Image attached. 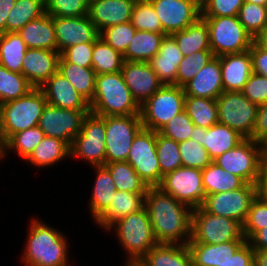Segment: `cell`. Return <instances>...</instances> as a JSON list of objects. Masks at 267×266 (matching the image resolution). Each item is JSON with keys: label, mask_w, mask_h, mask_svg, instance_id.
<instances>
[{"label": "cell", "mask_w": 267, "mask_h": 266, "mask_svg": "<svg viewBox=\"0 0 267 266\" xmlns=\"http://www.w3.org/2000/svg\"><path fill=\"white\" fill-rule=\"evenodd\" d=\"M256 197V185L245 183L233 191L206 195L201 207L210 214L230 218L243 225Z\"/></svg>", "instance_id": "15"}, {"label": "cell", "mask_w": 267, "mask_h": 266, "mask_svg": "<svg viewBox=\"0 0 267 266\" xmlns=\"http://www.w3.org/2000/svg\"><path fill=\"white\" fill-rule=\"evenodd\" d=\"M58 51L27 48L22 62V74L34 88H40L58 71Z\"/></svg>", "instance_id": "22"}, {"label": "cell", "mask_w": 267, "mask_h": 266, "mask_svg": "<svg viewBox=\"0 0 267 266\" xmlns=\"http://www.w3.org/2000/svg\"><path fill=\"white\" fill-rule=\"evenodd\" d=\"M255 185L256 195H267V157L262 159Z\"/></svg>", "instance_id": "59"}, {"label": "cell", "mask_w": 267, "mask_h": 266, "mask_svg": "<svg viewBox=\"0 0 267 266\" xmlns=\"http://www.w3.org/2000/svg\"><path fill=\"white\" fill-rule=\"evenodd\" d=\"M241 92L249 101L257 105L266 103L267 78L253 72Z\"/></svg>", "instance_id": "54"}, {"label": "cell", "mask_w": 267, "mask_h": 266, "mask_svg": "<svg viewBox=\"0 0 267 266\" xmlns=\"http://www.w3.org/2000/svg\"><path fill=\"white\" fill-rule=\"evenodd\" d=\"M257 197L264 203L267 207V195H257Z\"/></svg>", "instance_id": "66"}, {"label": "cell", "mask_w": 267, "mask_h": 266, "mask_svg": "<svg viewBox=\"0 0 267 266\" xmlns=\"http://www.w3.org/2000/svg\"><path fill=\"white\" fill-rule=\"evenodd\" d=\"M184 56L171 35H165L159 52L149 61L163 85H175L178 66Z\"/></svg>", "instance_id": "26"}, {"label": "cell", "mask_w": 267, "mask_h": 266, "mask_svg": "<svg viewBox=\"0 0 267 266\" xmlns=\"http://www.w3.org/2000/svg\"><path fill=\"white\" fill-rule=\"evenodd\" d=\"M105 116L91 112L85 117L82 130L70 146L71 157L81 158L93 167L106 164Z\"/></svg>", "instance_id": "10"}, {"label": "cell", "mask_w": 267, "mask_h": 266, "mask_svg": "<svg viewBox=\"0 0 267 266\" xmlns=\"http://www.w3.org/2000/svg\"><path fill=\"white\" fill-rule=\"evenodd\" d=\"M45 13L44 0H16L7 16L6 32H18L28 22Z\"/></svg>", "instance_id": "40"}, {"label": "cell", "mask_w": 267, "mask_h": 266, "mask_svg": "<svg viewBox=\"0 0 267 266\" xmlns=\"http://www.w3.org/2000/svg\"><path fill=\"white\" fill-rule=\"evenodd\" d=\"M53 17L57 51L61 54L66 48L76 44L94 43L99 31L88 15L79 17Z\"/></svg>", "instance_id": "18"}, {"label": "cell", "mask_w": 267, "mask_h": 266, "mask_svg": "<svg viewBox=\"0 0 267 266\" xmlns=\"http://www.w3.org/2000/svg\"><path fill=\"white\" fill-rule=\"evenodd\" d=\"M238 18L244 28L255 37L267 26V6L244 2Z\"/></svg>", "instance_id": "47"}, {"label": "cell", "mask_w": 267, "mask_h": 266, "mask_svg": "<svg viewBox=\"0 0 267 266\" xmlns=\"http://www.w3.org/2000/svg\"><path fill=\"white\" fill-rule=\"evenodd\" d=\"M186 96L217 99L223 92L220 57L211 59L183 86Z\"/></svg>", "instance_id": "23"}, {"label": "cell", "mask_w": 267, "mask_h": 266, "mask_svg": "<svg viewBox=\"0 0 267 266\" xmlns=\"http://www.w3.org/2000/svg\"><path fill=\"white\" fill-rule=\"evenodd\" d=\"M245 241L205 244L189 241L188 249L193 266H219L225 263Z\"/></svg>", "instance_id": "27"}, {"label": "cell", "mask_w": 267, "mask_h": 266, "mask_svg": "<svg viewBox=\"0 0 267 266\" xmlns=\"http://www.w3.org/2000/svg\"><path fill=\"white\" fill-rule=\"evenodd\" d=\"M184 110L197 129H208L218 123L216 99L186 96Z\"/></svg>", "instance_id": "38"}, {"label": "cell", "mask_w": 267, "mask_h": 266, "mask_svg": "<svg viewBox=\"0 0 267 266\" xmlns=\"http://www.w3.org/2000/svg\"><path fill=\"white\" fill-rule=\"evenodd\" d=\"M27 48L57 51L53 17L45 13L18 31Z\"/></svg>", "instance_id": "28"}, {"label": "cell", "mask_w": 267, "mask_h": 266, "mask_svg": "<svg viewBox=\"0 0 267 266\" xmlns=\"http://www.w3.org/2000/svg\"><path fill=\"white\" fill-rule=\"evenodd\" d=\"M201 18L208 26L210 49L215 57L250 50L254 37L240 23L238 16Z\"/></svg>", "instance_id": "6"}, {"label": "cell", "mask_w": 267, "mask_h": 266, "mask_svg": "<svg viewBox=\"0 0 267 266\" xmlns=\"http://www.w3.org/2000/svg\"><path fill=\"white\" fill-rule=\"evenodd\" d=\"M112 229L128 255L124 266H135L158 244L145 206L114 222L107 230Z\"/></svg>", "instance_id": "4"}, {"label": "cell", "mask_w": 267, "mask_h": 266, "mask_svg": "<svg viewBox=\"0 0 267 266\" xmlns=\"http://www.w3.org/2000/svg\"><path fill=\"white\" fill-rule=\"evenodd\" d=\"M33 88L22 73L11 72L0 65V104L16 100Z\"/></svg>", "instance_id": "42"}, {"label": "cell", "mask_w": 267, "mask_h": 266, "mask_svg": "<svg viewBox=\"0 0 267 266\" xmlns=\"http://www.w3.org/2000/svg\"><path fill=\"white\" fill-rule=\"evenodd\" d=\"M68 156H71V149L67 142L59 138L45 136L26 161L41 168L55 165Z\"/></svg>", "instance_id": "33"}, {"label": "cell", "mask_w": 267, "mask_h": 266, "mask_svg": "<svg viewBox=\"0 0 267 266\" xmlns=\"http://www.w3.org/2000/svg\"><path fill=\"white\" fill-rule=\"evenodd\" d=\"M106 163L127 161L134 137L143 128L140 115L105 116Z\"/></svg>", "instance_id": "12"}, {"label": "cell", "mask_w": 267, "mask_h": 266, "mask_svg": "<svg viewBox=\"0 0 267 266\" xmlns=\"http://www.w3.org/2000/svg\"><path fill=\"white\" fill-rule=\"evenodd\" d=\"M214 57L211 50H200L185 56L178 66L175 85L183 87Z\"/></svg>", "instance_id": "45"}, {"label": "cell", "mask_w": 267, "mask_h": 266, "mask_svg": "<svg viewBox=\"0 0 267 266\" xmlns=\"http://www.w3.org/2000/svg\"><path fill=\"white\" fill-rule=\"evenodd\" d=\"M137 0H90L88 16L99 33L113 25L131 21Z\"/></svg>", "instance_id": "21"}, {"label": "cell", "mask_w": 267, "mask_h": 266, "mask_svg": "<svg viewBox=\"0 0 267 266\" xmlns=\"http://www.w3.org/2000/svg\"><path fill=\"white\" fill-rule=\"evenodd\" d=\"M248 242L253 249L267 250V227L258 230Z\"/></svg>", "instance_id": "60"}, {"label": "cell", "mask_w": 267, "mask_h": 266, "mask_svg": "<svg viewBox=\"0 0 267 266\" xmlns=\"http://www.w3.org/2000/svg\"><path fill=\"white\" fill-rule=\"evenodd\" d=\"M47 105L40 88H33L26 95L0 104V133L7 141L12 135L38 126Z\"/></svg>", "instance_id": "5"}, {"label": "cell", "mask_w": 267, "mask_h": 266, "mask_svg": "<svg viewBox=\"0 0 267 266\" xmlns=\"http://www.w3.org/2000/svg\"><path fill=\"white\" fill-rule=\"evenodd\" d=\"M154 7L166 35L182 31L201 17V7L194 0H148Z\"/></svg>", "instance_id": "17"}, {"label": "cell", "mask_w": 267, "mask_h": 266, "mask_svg": "<svg viewBox=\"0 0 267 266\" xmlns=\"http://www.w3.org/2000/svg\"><path fill=\"white\" fill-rule=\"evenodd\" d=\"M7 151H6V141L3 137V135L0 133V160L5 157Z\"/></svg>", "instance_id": "64"}, {"label": "cell", "mask_w": 267, "mask_h": 266, "mask_svg": "<svg viewBox=\"0 0 267 266\" xmlns=\"http://www.w3.org/2000/svg\"><path fill=\"white\" fill-rule=\"evenodd\" d=\"M27 47L18 32L0 34V65L11 72L22 73Z\"/></svg>", "instance_id": "37"}, {"label": "cell", "mask_w": 267, "mask_h": 266, "mask_svg": "<svg viewBox=\"0 0 267 266\" xmlns=\"http://www.w3.org/2000/svg\"><path fill=\"white\" fill-rule=\"evenodd\" d=\"M158 132L180 143L196 137L197 128L184 110L173 117Z\"/></svg>", "instance_id": "48"}, {"label": "cell", "mask_w": 267, "mask_h": 266, "mask_svg": "<svg viewBox=\"0 0 267 266\" xmlns=\"http://www.w3.org/2000/svg\"><path fill=\"white\" fill-rule=\"evenodd\" d=\"M253 72L267 78V52L259 48L254 42L250 48Z\"/></svg>", "instance_id": "58"}, {"label": "cell", "mask_w": 267, "mask_h": 266, "mask_svg": "<svg viewBox=\"0 0 267 266\" xmlns=\"http://www.w3.org/2000/svg\"><path fill=\"white\" fill-rule=\"evenodd\" d=\"M196 138L207 150L212 161L245 139L236 130L221 123H216L208 129H197Z\"/></svg>", "instance_id": "25"}, {"label": "cell", "mask_w": 267, "mask_h": 266, "mask_svg": "<svg viewBox=\"0 0 267 266\" xmlns=\"http://www.w3.org/2000/svg\"><path fill=\"white\" fill-rule=\"evenodd\" d=\"M244 0H207L201 7V17L238 16Z\"/></svg>", "instance_id": "53"}, {"label": "cell", "mask_w": 267, "mask_h": 266, "mask_svg": "<svg viewBox=\"0 0 267 266\" xmlns=\"http://www.w3.org/2000/svg\"><path fill=\"white\" fill-rule=\"evenodd\" d=\"M250 139L263 146L267 144V102L258 105L253 134Z\"/></svg>", "instance_id": "56"}, {"label": "cell", "mask_w": 267, "mask_h": 266, "mask_svg": "<svg viewBox=\"0 0 267 266\" xmlns=\"http://www.w3.org/2000/svg\"><path fill=\"white\" fill-rule=\"evenodd\" d=\"M40 89L43 91L49 105L62 109L90 111V103L58 71Z\"/></svg>", "instance_id": "20"}, {"label": "cell", "mask_w": 267, "mask_h": 266, "mask_svg": "<svg viewBox=\"0 0 267 266\" xmlns=\"http://www.w3.org/2000/svg\"><path fill=\"white\" fill-rule=\"evenodd\" d=\"M156 152L163 176L182 166L178 143L159 132H156Z\"/></svg>", "instance_id": "43"}, {"label": "cell", "mask_w": 267, "mask_h": 266, "mask_svg": "<svg viewBox=\"0 0 267 266\" xmlns=\"http://www.w3.org/2000/svg\"><path fill=\"white\" fill-rule=\"evenodd\" d=\"M124 63L123 54L116 51L102 38L93 43L92 69L97 75L121 71Z\"/></svg>", "instance_id": "41"}, {"label": "cell", "mask_w": 267, "mask_h": 266, "mask_svg": "<svg viewBox=\"0 0 267 266\" xmlns=\"http://www.w3.org/2000/svg\"><path fill=\"white\" fill-rule=\"evenodd\" d=\"M146 193L116 191L109 207L96 219V224L107 230L119 219L142 209Z\"/></svg>", "instance_id": "29"}, {"label": "cell", "mask_w": 267, "mask_h": 266, "mask_svg": "<svg viewBox=\"0 0 267 266\" xmlns=\"http://www.w3.org/2000/svg\"><path fill=\"white\" fill-rule=\"evenodd\" d=\"M200 7L207 1V0H194Z\"/></svg>", "instance_id": "67"}, {"label": "cell", "mask_w": 267, "mask_h": 266, "mask_svg": "<svg viewBox=\"0 0 267 266\" xmlns=\"http://www.w3.org/2000/svg\"><path fill=\"white\" fill-rule=\"evenodd\" d=\"M58 72H60L73 85L76 91L91 103L96 82V72L92 67H81L67 62L61 55L58 61Z\"/></svg>", "instance_id": "32"}, {"label": "cell", "mask_w": 267, "mask_h": 266, "mask_svg": "<svg viewBox=\"0 0 267 266\" xmlns=\"http://www.w3.org/2000/svg\"><path fill=\"white\" fill-rule=\"evenodd\" d=\"M263 158L264 146L253 139H244L213 162L226 172L240 177L245 183L255 184Z\"/></svg>", "instance_id": "11"}, {"label": "cell", "mask_w": 267, "mask_h": 266, "mask_svg": "<svg viewBox=\"0 0 267 266\" xmlns=\"http://www.w3.org/2000/svg\"><path fill=\"white\" fill-rule=\"evenodd\" d=\"M22 261L25 266H70L68 241L53 227L32 218Z\"/></svg>", "instance_id": "2"}, {"label": "cell", "mask_w": 267, "mask_h": 266, "mask_svg": "<svg viewBox=\"0 0 267 266\" xmlns=\"http://www.w3.org/2000/svg\"><path fill=\"white\" fill-rule=\"evenodd\" d=\"M189 241L220 244L230 241H246L242 225L236 220L210 214L202 207L192 210L191 238Z\"/></svg>", "instance_id": "8"}, {"label": "cell", "mask_w": 267, "mask_h": 266, "mask_svg": "<svg viewBox=\"0 0 267 266\" xmlns=\"http://www.w3.org/2000/svg\"><path fill=\"white\" fill-rule=\"evenodd\" d=\"M181 154L182 166L203 170L212 159L204 146L198 143L196 137L178 143Z\"/></svg>", "instance_id": "49"}, {"label": "cell", "mask_w": 267, "mask_h": 266, "mask_svg": "<svg viewBox=\"0 0 267 266\" xmlns=\"http://www.w3.org/2000/svg\"><path fill=\"white\" fill-rule=\"evenodd\" d=\"M254 249L246 240L225 263L219 266H253L254 264Z\"/></svg>", "instance_id": "57"}, {"label": "cell", "mask_w": 267, "mask_h": 266, "mask_svg": "<svg viewBox=\"0 0 267 266\" xmlns=\"http://www.w3.org/2000/svg\"><path fill=\"white\" fill-rule=\"evenodd\" d=\"M130 22L136 30L164 33L155 9L148 0L136 1Z\"/></svg>", "instance_id": "46"}, {"label": "cell", "mask_w": 267, "mask_h": 266, "mask_svg": "<svg viewBox=\"0 0 267 266\" xmlns=\"http://www.w3.org/2000/svg\"><path fill=\"white\" fill-rule=\"evenodd\" d=\"M145 208L158 243L188 245L191 238L192 209L163 192L149 187L145 195Z\"/></svg>", "instance_id": "1"}, {"label": "cell", "mask_w": 267, "mask_h": 266, "mask_svg": "<svg viewBox=\"0 0 267 266\" xmlns=\"http://www.w3.org/2000/svg\"><path fill=\"white\" fill-rule=\"evenodd\" d=\"M89 112L62 109L47 103L38 127L45 136L59 138L71 146L73 139L82 130L84 119Z\"/></svg>", "instance_id": "16"}, {"label": "cell", "mask_w": 267, "mask_h": 266, "mask_svg": "<svg viewBox=\"0 0 267 266\" xmlns=\"http://www.w3.org/2000/svg\"><path fill=\"white\" fill-rule=\"evenodd\" d=\"M136 31V28L131 22H127L124 24L113 25L102 30L99 37L112 46L116 51L124 54Z\"/></svg>", "instance_id": "51"}, {"label": "cell", "mask_w": 267, "mask_h": 266, "mask_svg": "<svg viewBox=\"0 0 267 266\" xmlns=\"http://www.w3.org/2000/svg\"><path fill=\"white\" fill-rule=\"evenodd\" d=\"M264 157H267V144L264 146Z\"/></svg>", "instance_id": "68"}, {"label": "cell", "mask_w": 267, "mask_h": 266, "mask_svg": "<svg viewBox=\"0 0 267 266\" xmlns=\"http://www.w3.org/2000/svg\"><path fill=\"white\" fill-rule=\"evenodd\" d=\"M45 12L56 17L88 15L90 0H44Z\"/></svg>", "instance_id": "50"}, {"label": "cell", "mask_w": 267, "mask_h": 266, "mask_svg": "<svg viewBox=\"0 0 267 266\" xmlns=\"http://www.w3.org/2000/svg\"><path fill=\"white\" fill-rule=\"evenodd\" d=\"M253 42L267 52V26L253 38Z\"/></svg>", "instance_id": "62"}, {"label": "cell", "mask_w": 267, "mask_h": 266, "mask_svg": "<svg viewBox=\"0 0 267 266\" xmlns=\"http://www.w3.org/2000/svg\"><path fill=\"white\" fill-rule=\"evenodd\" d=\"M185 98L183 87L163 85L140 106L143 128L158 132L173 117L184 111Z\"/></svg>", "instance_id": "7"}, {"label": "cell", "mask_w": 267, "mask_h": 266, "mask_svg": "<svg viewBox=\"0 0 267 266\" xmlns=\"http://www.w3.org/2000/svg\"><path fill=\"white\" fill-rule=\"evenodd\" d=\"M171 36L184 57L200 50H211L208 26L201 17L194 24L171 34Z\"/></svg>", "instance_id": "35"}, {"label": "cell", "mask_w": 267, "mask_h": 266, "mask_svg": "<svg viewBox=\"0 0 267 266\" xmlns=\"http://www.w3.org/2000/svg\"><path fill=\"white\" fill-rule=\"evenodd\" d=\"M93 43L76 44L66 48L60 55L70 63L92 67Z\"/></svg>", "instance_id": "55"}, {"label": "cell", "mask_w": 267, "mask_h": 266, "mask_svg": "<svg viewBox=\"0 0 267 266\" xmlns=\"http://www.w3.org/2000/svg\"><path fill=\"white\" fill-rule=\"evenodd\" d=\"M121 73L139 106L163 86L149 62L124 61Z\"/></svg>", "instance_id": "19"}, {"label": "cell", "mask_w": 267, "mask_h": 266, "mask_svg": "<svg viewBox=\"0 0 267 266\" xmlns=\"http://www.w3.org/2000/svg\"><path fill=\"white\" fill-rule=\"evenodd\" d=\"M203 189L206 195L233 191L241 188L245 182L238 176L226 172L213 161L202 170Z\"/></svg>", "instance_id": "36"}, {"label": "cell", "mask_w": 267, "mask_h": 266, "mask_svg": "<svg viewBox=\"0 0 267 266\" xmlns=\"http://www.w3.org/2000/svg\"><path fill=\"white\" fill-rule=\"evenodd\" d=\"M16 0H0V34L6 32L7 16Z\"/></svg>", "instance_id": "61"}, {"label": "cell", "mask_w": 267, "mask_h": 266, "mask_svg": "<svg viewBox=\"0 0 267 266\" xmlns=\"http://www.w3.org/2000/svg\"><path fill=\"white\" fill-rule=\"evenodd\" d=\"M93 168L97 175H95L88 207L95 221L109 207L117 189L109 171L104 166H93Z\"/></svg>", "instance_id": "34"}, {"label": "cell", "mask_w": 267, "mask_h": 266, "mask_svg": "<svg viewBox=\"0 0 267 266\" xmlns=\"http://www.w3.org/2000/svg\"><path fill=\"white\" fill-rule=\"evenodd\" d=\"M253 264V266H267V250L254 249Z\"/></svg>", "instance_id": "63"}, {"label": "cell", "mask_w": 267, "mask_h": 266, "mask_svg": "<svg viewBox=\"0 0 267 266\" xmlns=\"http://www.w3.org/2000/svg\"><path fill=\"white\" fill-rule=\"evenodd\" d=\"M104 167L109 171L117 191L147 193L149 187L127 161L106 163Z\"/></svg>", "instance_id": "39"}, {"label": "cell", "mask_w": 267, "mask_h": 266, "mask_svg": "<svg viewBox=\"0 0 267 266\" xmlns=\"http://www.w3.org/2000/svg\"><path fill=\"white\" fill-rule=\"evenodd\" d=\"M90 112L98 116L140 115V106L125 84L121 71L96 76Z\"/></svg>", "instance_id": "3"}, {"label": "cell", "mask_w": 267, "mask_h": 266, "mask_svg": "<svg viewBox=\"0 0 267 266\" xmlns=\"http://www.w3.org/2000/svg\"><path fill=\"white\" fill-rule=\"evenodd\" d=\"M245 2L258 4L261 6H267V0H244Z\"/></svg>", "instance_id": "65"}, {"label": "cell", "mask_w": 267, "mask_h": 266, "mask_svg": "<svg viewBox=\"0 0 267 266\" xmlns=\"http://www.w3.org/2000/svg\"><path fill=\"white\" fill-rule=\"evenodd\" d=\"M218 123L236 130L250 139L256 120L258 105L249 101L241 91H223L216 99Z\"/></svg>", "instance_id": "9"}, {"label": "cell", "mask_w": 267, "mask_h": 266, "mask_svg": "<svg viewBox=\"0 0 267 266\" xmlns=\"http://www.w3.org/2000/svg\"><path fill=\"white\" fill-rule=\"evenodd\" d=\"M165 33L137 30L125 53L124 61L149 62L160 49Z\"/></svg>", "instance_id": "31"}, {"label": "cell", "mask_w": 267, "mask_h": 266, "mask_svg": "<svg viewBox=\"0 0 267 266\" xmlns=\"http://www.w3.org/2000/svg\"><path fill=\"white\" fill-rule=\"evenodd\" d=\"M265 227H267V207L256 197L242 225L243 236L248 241L258 230Z\"/></svg>", "instance_id": "52"}, {"label": "cell", "mask_w": 267, "mask_h": 266, "mask_svg": "<svg viewBox=\"0 0 267 266\" xmlns=\"http://www.w3.org/2000/svg\"><path fill=\"white\" fill-rule=\"evenodd\" d=\"M127 162L148 187H158L163 179L156 152V132L142 128L134 137Z\"/></svg>", "instance_id": "13"}, {"label": "cell", "mask_w": 267, "mask_h": 266, "mask_svg": "<svg viewBox=\"0 0 267 266\" xmlns=\"http://www.w3.org/2000/svg\"><path fill=\"white\" fill-rule=\"evenodd\" d=\"M44 137L45 134L38 126L20 131L6 141V151H16L21 158L26 160Z\"/></svg>", "instance_id": "44"}, {"label": "cell", "mask_w": 267, "mask_h": 266, "mask_svg": "<svg viewBox=\"0 0 267 266\" xmlns=\"http://www.w3.org/2000/svg\"><path fill=\"white\" fill-rule=\"evenodd\" d=\"M158 187L192 210L201 207L205 199L201 169L180 166L164 175Z\"/></svg>", "instance_id": "14"}, {"label": "cell", "mask_w": 267, "mask_h": 266, "mask_svg": "<svg viewBox=\"0 0 267 266\" xmlns=\"http://www.w3.org/2000/svg\"><path fill=\"white\" fill-rule=\"evenodd\" d=\"M223 91H242L253 73L250 50L220 56Z\"/></svg>", "instance_id": "24"}, {"label": "cell", "mask_w": 267, "mask_h": 266, "mask_svg": "<svg viewBox=\"0 0 267 266\" xmlns=\"http://www.w3.org/2000/svg\"><path fill=\"white\" fill-rule=\"evenodd\" d=\"M135 266H193L188 245L158 243Z\"/></svg>", "instance_id": "30"}]
</instances>
